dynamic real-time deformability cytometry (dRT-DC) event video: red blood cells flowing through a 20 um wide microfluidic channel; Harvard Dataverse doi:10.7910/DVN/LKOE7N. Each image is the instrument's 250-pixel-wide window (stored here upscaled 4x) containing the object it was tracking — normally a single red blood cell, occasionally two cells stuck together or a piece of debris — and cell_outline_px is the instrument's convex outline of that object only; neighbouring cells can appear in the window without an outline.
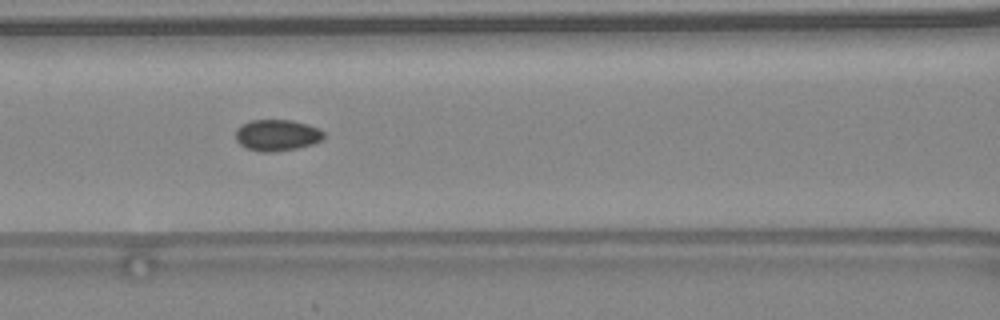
{"species": "common noctule bat (a hibernating species)", "species_latin": "Nyctalus noctula", "temperature_condition": "warm", "stored_images_in_passage": 34, "camera_frame_rate_fps": 3000, "um_per_image_px": 0.085, "animal": {"sex": "female", "body_mass_g": 24.6, "forearm_length_mm": 56.2}, "frame": {"image": 1, "passage_image": 10, "time_ms": 3.0, "image_size_px": [1000, 320], "cell_outline_px": [[324, 136], [320, 140], [312, 144], [296, 148], [272, 152], [260, 152], [248, 148], [240, 144], [236, 140], [236, 128], [240, 124], [252, 120], [292, 120], [308, 124], [320, 128], [324, 132]], "centroid_in_image_um": [23.54, 11.48], "position_along_channel_um": 143.1, "area_um2": 16.13}, "authors_computed_cell_mechanics": {"area_um2": 16.0395, "velocity_mm_per_s": 4.5894, "shape_relaxation_time_tau1_ms": null, "shape_relaxation_time_tau2_ms": 2.744, "deformation_change_tau1": null, "deformation_change_tau2": 0.0566}}